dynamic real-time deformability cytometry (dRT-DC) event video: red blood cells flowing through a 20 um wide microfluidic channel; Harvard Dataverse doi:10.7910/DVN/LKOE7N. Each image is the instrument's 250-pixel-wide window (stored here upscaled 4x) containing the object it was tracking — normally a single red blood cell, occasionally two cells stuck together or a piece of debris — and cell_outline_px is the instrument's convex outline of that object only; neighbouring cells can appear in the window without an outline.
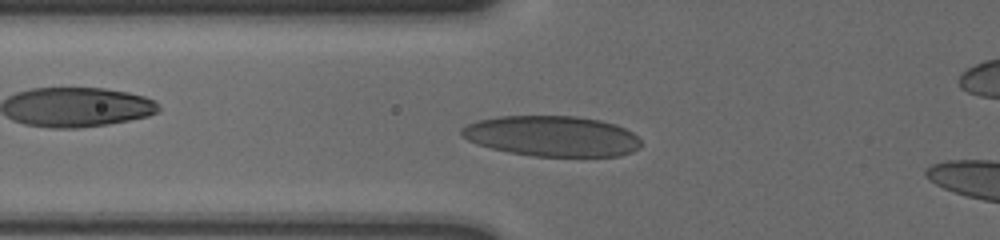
{"species": "human", "species_latin": "Homo sapiens", "temperature_condition": "cold", "stored_images_in_passage": 47, "camera_frame_rate_fps": 3000, "um_per_image_px": 0.085, "donor": {"sex": "male"}, "frame": {"image": 1, "passage_image": 13, "time_ms": 4.0, "image_size_px": [1000, 240], "cell_outline_px": [[640, 148], [632, 152], [620, 156], [532, 156], [508, 152], [476, 144], [460, 136], [460, 128], [476, 120], [500, 116], [580, 116], [600, 120], [616, 124], [632, 132], [640, 140]], "centroid_in_image_um": [46.9, 11.56], "position_along_channel_um": 78.9, "area_um2": 42.66}}
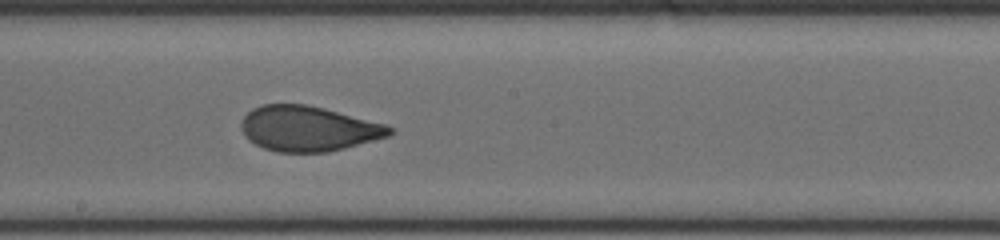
{"frame": {"image": 2, "passage_image": 25, "time_ms": 8.0, "image_size_px": [1000, 240], "cell_outline_px": [[396, 132], [388, 136], [344, 148], [328, 152], [276, 152], [264, 148], [248, 140], [244, 136], [240, 124], [244, 116], [252, 108], [264, 104], [304, 104], [324, 108], [384, 124], [396, 128]], "centroid_in_image_um": [26.19, 10.93], "position_along_channel_um": 222.0, "area_um2": 39.02}}
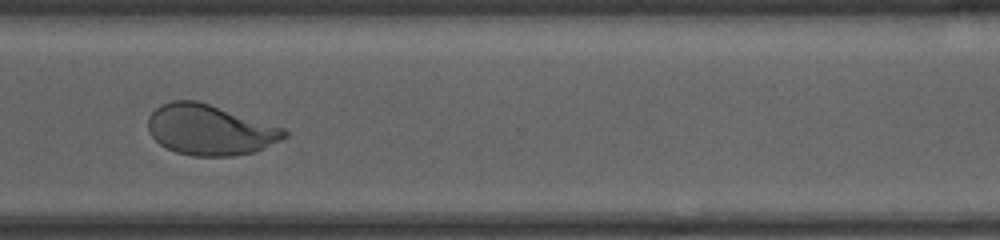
{"frame": {"image": 3, "passage_image": 36, "time_ms": 11.667, "image_size_px": [1000, 240], "cell_outline_px": [[288, 136], [256, 152], [232, 156], [192, 156], [176, 152], [160, 144], [148, 132], [148, 116], [160, 104], [172, 100], [196, 100], [284, 128], [288, 132]], "centroid_in_image_um": [17.82, 11.04], "position_along_channel_um": 352.8, "area_um2": 40.0}}